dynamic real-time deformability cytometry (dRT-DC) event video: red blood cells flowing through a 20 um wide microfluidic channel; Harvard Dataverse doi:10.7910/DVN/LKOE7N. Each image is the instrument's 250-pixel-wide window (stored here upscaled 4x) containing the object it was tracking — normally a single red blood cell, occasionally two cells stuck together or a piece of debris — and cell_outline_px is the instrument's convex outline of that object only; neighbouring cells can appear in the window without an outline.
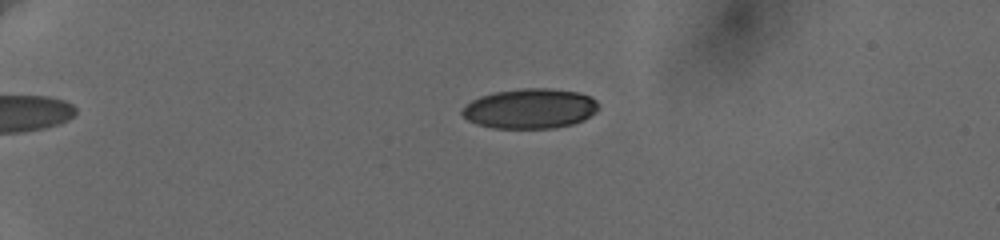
{"species": "human", "species_latin": "Homo sapiens", "temperature_condition": "cold", "stored_images_in_passage": 55, "camera_frame_rate_fps": 3000, "um_per_image_px": 0.085, "donor": {"sex": "female"}, "frame": {"image": 1, "passage_image": 12, "time_ms": 4.0, "image_size_px": [1000, 240], "cell_outline_px": [[600, 108], [596, 112], [584, 120], [572, 124], [556, 128], [492, 128], [476, 124], [468, 120], [460, 112], [472, 100], [480, 96], [492, 92], [520, 88], [548, 88], [580, 92], [592, 96], [600, 104]], "centroid_in_image_um": [45.1, 9.22], "position_along_channel_um": 39.9, "area_um2": 32.14}}
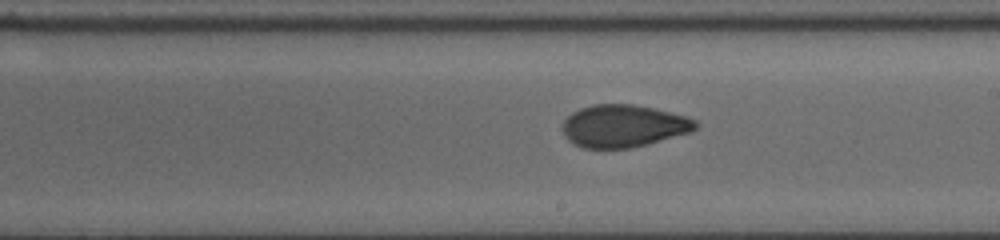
{"frame": {"image": 2, "passage_image": 36, "time_ms": 11.333, "image_size_px": [1000, 240], "cell_outline_px": [[700, 124], [692, 132], [648, 144], [628, 148], [584, 148], [572, 144], [564, 136], [564, 120], [572, 112], [580, 108], [592, 104], [632, 104], [652, 108], [688, 116], [696, 120]], "centroid_in_image_um": [53.02, 10.71], "position_along_channel_um": 236.0, "area_um2": 33.06}}
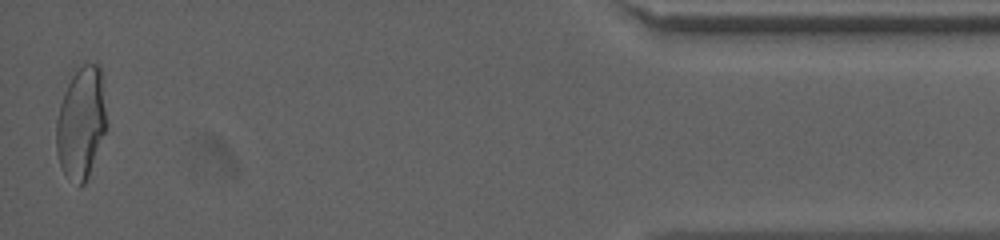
{"frame": {"image": 3, "passage_image": 55, "time_ms": 18.333, "image_size_px": [1000, 240], "cell_outline_px": [[104, 132], [88, 176], [84, 184], [80, 184], [64, 172], [60, 168], [56, 152], [56, 120], [68, 72], [72, 68], [84, 64], [100, 64], [104, 108]], "centroid_in_image_um": [6.82, 10.32], "position_along_channel_um": 428.4, "area_um2": 32.48}, "authors_computed_cell_mechanics": {"area_um2": 33.0616, "velocity_mm_per_s": 3.6503, "shape_relaxation_time_tau1_ms": null, "shape_relaxation_time_tau2_ms": 1.7456, "deformation_change_tau1": null, "deformation_change_tau2": 0.0692}}